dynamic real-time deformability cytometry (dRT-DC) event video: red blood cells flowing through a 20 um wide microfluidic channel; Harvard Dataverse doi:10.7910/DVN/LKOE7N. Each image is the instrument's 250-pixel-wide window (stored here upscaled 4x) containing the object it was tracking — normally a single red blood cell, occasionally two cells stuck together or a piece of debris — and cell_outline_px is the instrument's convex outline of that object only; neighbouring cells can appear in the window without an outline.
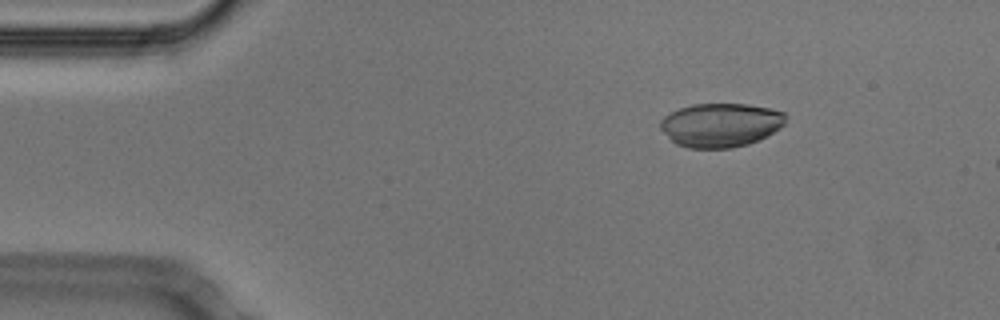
{"species": "Egyptian fruit bat (a non-hibernating species)", "species_latin": "Rousettus aegyptiacus", "temperature_condition": "cold", "stored_images_in_passage": 8, "camera_frame_rate_fps": 3000, "um_per_image_px": 0.085, "animal": {"sex": "male"}, "frame": {"image": 1, "passage_image": 2, "time_ms": 0.333, "image_size_px": [1000, 320], "cell_outline_px": [[788, 116], [784, 124], [780, 128], [748, 144], [732, 148], [688, 148], [676, 144], [660, 128], [660, 120], [664, 116], [680, 108], [692, 104], [748, 104], [768, 108], [784, 112]], "centroid_in_image_um": [61.25, 10.62], "position_along_channel_um": 23.7, "area_um2": 31.91}}